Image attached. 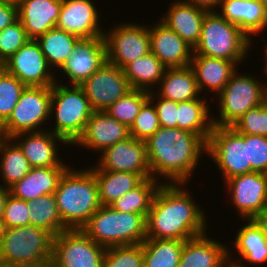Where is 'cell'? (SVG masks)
Here are the masks:
<instances>
[{
  "label": "cell",
  "instance_id": "60d3db41",
  "mask_svg": "<svg viewBox=\"0 0 267 267\" xmlns=\"http://www.w3.org/2000/svg\"><path fill=\"white\" fill-rule=\"evenodd\" d=\"M160 128V122L154 103L148 99L140 109L130 127V136L146 141Z\"/></svg>",
  "mask_w": 267,
  "mask_h": 267
},
{
  "label": "cell",
  "instance_id": "4fadbf2b",
  "mask_svg": "<svg viewBox=\"0 0 267 267\" xmlns=\"http://www.w3.org/2000/svg\"><path fill=\"white\" fill-rule=\"evenodd\" d=\"M93 111H106L132 90L124 70L106 62L80 85Z\"/></svg>",
  "mask_w": 267,
  "mask_h": 267
},
{
  "label": "cell",
  "instance_id": "1f68e13d",
  "mask_svg": "<svg viewBox=\"0 0 267 267\" xmlns=\"http://www.w3.org/2000/svg\"><path fill=\"white\" fill-rule=\"evenodd\" d=\"M49 67L56 74L70 57L80 38L57 27L52 28L36 40Z\"/></svg>",
  "mask_w": 267,
  "mask_h": 267
},
{
  "label": "cell",
  "instance_id": "ac0fdd59",
  "mask_svg": "<svg viewBox=\"0 0 267 267\" xmlns=\"http://www.w3.org/2000/svg\"><path fill=\"white\" fill-rule=\"evenodd\" d=\"M22 150L32 168L34 167H70L64 163L59 151L60 146L71 148L62 137L46 129L42 131L20 133L11 138ZM59 145V146H58ZM59 151V152H58ZM60 154V155H59Z\"/></svg>",
  "mask_w": 267,
  "mask_h": 267
},
{
  "label": "cell",
  "instance_id": "e575fe53",
  "mask_svg": "<svg viewBox=\"0 0 267 267\" xmlns=\"http://www.w3.org/2000/svg\"><path fill=\"white\" fill-rule=\"evenodd\" d=\"M161 184L162 182L152 177L145 179L139 186L117 198L110 206L117 211L141 214L146 218Z\"/></svg>",
  "mask_w": 267,
  "mask_h": 267
},
{
  "label": "cell",
  "instance_id": "f6af8a7d",
  "mask_svg": "<svg viewBox=\"0 0 267 267\" xmlns=\"http://www.w3.org/2000/svg\"><path fill=\"white\" fill-rule=\"evenodd\" d=\"M248 162L251 172L267 174V137L248 135Z\"/></svg>",
  "mask_w": 267,
  "mask_h": 267
},
{
  "label": "cell",
  "instance_id": "d6986e66",
  "mask_svg": "<svg viewBox=\"0 0 267 267\" xmlns=\"http://www.w3.org/2000/svg\"><path fill=\"white\" fill-rule=\"evenodd\" d=\"M92 0H62L56 27L78 36L91 39L104 35L101 13Z\"/></svg>",
  "mask_w": 267,
  "mask_h": 267
},
{
  "label": "cell",
  "instance_id": "f1b7e54d",
  "mask_svg": "<svg viewBox=\"0 0 267 267\" xmlns=\"http://www.w3.org/2000/svg\"><path fill=\"white\" fill-rule=\"evenodd\" d=\"M154 91L159 97L177 103L202 97L194 72L190 66L166 68L163 78Z\"/></svg>",
  "mask_w": 267,
  "mask_h": 267
},
{
  "label": "cell",
  "instance_id": "7402d4cb",
  "mask_svg": "<svg viewBox=\"0 0 267 267\" xmlns=\"http://www.w3.org/2000/svg\"><path fill=\"white\" fill-rule=\"evenodd\" d=\"M149 25L151 52L166 68L190 66L193 48L160 20Z\"/></svg>",
  "mask_w": 267,
  "mask_h": 267
},
{
  "label": "cell",
  "instance_id": "ba28073f",
  "mask_svg": "<svg viewBox=\"0 0 267 267\" xmlns=\"http://www.w3.org/2000/svg\"><path fill=\"white\" fill-rule=\"evenodd\" d=\"M92 113L90 103L79 85L54 83L49 122L52 126L48 130L72 146L83 134Z\"/></svg>",
  "mask_w": 267,
  "mask_h": 267
},
{
  "label": "cell",
  "instance_id": "c3c4849f",
  "mask_svg": "<svg viewBox=\"0 0 267 267\" xmlns=\"http://www.w3.org/2000/svg\"><path fill=\"white\" fill-rule=\"evenodd\" d=\"M187 3L193 4L197 7L207 11H217L220 7L221 0H184Z\"/></svg>",
  "mask_w": 267,
  "mask_h": 267
},
{
  "label": "cell",
  "instance_id": "2e32d148",
  "mask_svg": "<svg viewBox=\"0 0 267 267\" xmlns=\"http://www.w3.org/2000/svg\"><path fill=\"white\" fill-rule=\"evenodd\" d=\"M107 62L106 42L104 36L91 39H80L70 57L56 74L68 78V82L59 80L56 82L68 85H80L94 72Z\"/></svg>",
  "mask_w": 267,
  "mask_h": 267
},
{
  "label": "cell",
  "instance_id": "cb8c5ba5",
  "mask_svg": "<svg viewBox=\"0 0 267 267\" xmlns=\"http://www.w3.org/2000/svg\"><path fill=\"white\" fill-rule=\"evenodd\" d=\"M209 237L205 233L184 241L178 267H229L230 246Z\"/></svg>",
  "mask_w": 267,
  "mask_h": 267
},
{
  "label": "cell",
  "instance_id": "b9f144b4",
  "mask_svg": "<svg viewBox=\"0 0 267 267\" xmlns=\"http://www.w3.org/2000/svg\"><path fill=\"white\" fill-rule=\"evenodd\" d=\"M238 133L267 137V100L249 109L234 125Z\"/></svg>",
  "mask_w": 267,
  "mask_h": 267
},
{
  "label": "cell",
  "instance_id": "7dc6e473",
  "mask_svg": "<svg viewBox=\"0 0 267 267\" xmlns=\"http://www.w3.org/2000/svg\"><path fill=\"white\" fill-rule=\"evenodd\" d=\"M18 20V6L13 2L0 1V31Z\"/></svg>",
  "mask_w": 267,
  "mask_h": 267
},
{
  "label": "cell",
  "instance_id": "ee69618b",
  "mask_svg": "<svg viewBox=\"0 0 267 267\" xmlns=\"http://www.w3.org/2000/svg\"><path fill=\"white\" fill-rule=\"evenodd\" d=\"M2 219L6 228L30 225L28 202L9 194Z\"/></svg>",
  "mask_w": 267,
  "mask_h": 267
},
{
  "label": "cell",
  "instance_id": "52a82bcc",
  "mask_svg": "<svg viewBox=\"0 0 267 267\" xmlns=\"http://www.w3.org/2000/svg\"><path fill=\"white\" fill-rule=\"evenodd\" d=\"M240 68L231 76L223 90L216 96L219 115H213V126L231 127L249 109L263 104L267 100V80L262 81L256 76L240 73ZM242 73V74H241ZM215 116V117H214Z\"/></svg>",
  "mask_w": 267,
  "mask_h": 267
},
{
  "label": "cell",
  "instance_id": "277c9868",
  "mask_svg": "<svg viewBox=\"0 0 267 267\" xmlns=\"http://www.w3.org/2000/svg\"><path fill=\"white\" fill-rule=\"evenodd\" d=\"M254 42L255 39L249 38L238 25L229 22L218 11H209L202 23L201 37L193 55L224 59L241 66L251 55Z\"/></svg>",
  "mask_w": 267,
  "mask_h": 267
},
{
  "label": "cell",
  "instance_id": "74e56055",
  "mask_svg": "<svg viewBox=\"0 0 267 267\" xmlns=\"http://www.w3.org/2000/svg\"><path fill=\"white\" fill-rule=\"evenodd\" d=\"M149 94L150 92L144 90L132 89L105 112L130 128L143 104L149 99Z\"/></svg>",
  "mask_w": 267,
  "mask_h": 267
},
{
  "label": "cell",
  "instance_id": "836d02e7",
  "mask_svg": "<svg viewBox=\"0 0 267 267\" xmlns=\"http://www.w3.org/2000/svg\"><path fill=\"white\" fill-rule=\"evenodd\" d=\"M28 159L11 139L0 136V185L11 187L31 170Z\"/></svg>",
  "mask_w": 267,
  "mask_h": 267
},
{
  "label": "cell",
  "instance_id": "d6a6232c",
  "mask_svg": "<svg viewBox=\"0 0 267 267\" xmlns=\"http://www.w3.org/2000/svg\"><path fill=\"white\" fill-rule=\"evenodd\" d=\"M165 69L162 62L149 52L129 63L123 70L132 89L153 92L163 78Z\"/></svg>",
  "mask_w": 267,
  "mask_h": 267
},
{
  "label": "cell",
  "instance_id": "f546056e",
  "mask_svg": "<svg viewBox=\"0 0 267 267\" xmlns=\"http://www.w3.org/2000/svg\"><path fill=\"white\" fill-rule=\"evenodd\" d=\"M88 167L94 172L102 206H110L117 198L133 190L145 180L141 174L105 171L96 164Z\"/></svg>",
  "mask_w": 267,
  "mask_h": 267
},
{
  "label": "cell",
  "instance_id": "7bdbcfd3",
  "mask_svg": "<svg viewBox=\"0 0 267 267\" xmlns=\"http://www.w3.org/2000/svg\"><path fill=\"white\" fill-rule=\"evenodd\" d=\"M29 40L19 20L0 31V63H5Z\"/></svg>",
  "mask_w": 267,
  "mask_h": 267
},
{
  "label": "cell",
  "instance_id": "6da1fadb",
  "mask_svg": "<svg viewBox=\"0 0 267 267\" xmlns=\"http://www.w3.org/2000/svg\"><path fill=\"white\" fill-rule=\"evenodd\" d=\"M185 186L161 184L146 217V238L186 241L209 232L204 207Z\"/></svg>",
  "mask_w": 267,
  "mask_h": 267
},
{
  "label": "cell",
  "instance_id": "7c38bea8",
  "mask_svg": "<svg viewBox=\"0 0 267 267\" xmlns=\"http://www.w3.org/2000/svg\"><path fill=\"white\" fill-rule=\"evenodd\" d=\"M105 251L82 229H67L54 238L50 267H103Z\"/></svg>",
  "mask_w": 267,
  "mask_h": 267
},
{
  "label": "cell",
  "instance_id": "f35d334b",
  "mask_svg": "<svg viewBox=\"0 0 267 267\" xmlns=\"http://www.w3.org/2000/svg\"><path fill=\"white\" fill-rule=\"evenodd\" d=\"M103 267H144L142 243L106 248Z\"/></svg>",
  "mask_w": 267,
  "mask_h": 267
},
{
  "label": "cell",
  "instance_id": "f5cc1de1",
  "mask_svg": "<svg viewBox=\"0 0 267 267\" xmlns=\"http://www.w3.org/2000/svg\"><path fill=\"white\" fill-rule=\"evenodd\" d=\"M5 230H6L5 223L3 219L0 218V244H1L2 238L4 237Z\"/></svg>",
  "mask_w": 267,
  "mask_h": 267
},
{
  "label": "cell",
  "instance_id": "83f0119b",
  "mask_svg": "<svg viewBox=\"0 0 267 267\" xmlns=\"http://www.w3.org/2000/svg\"><path fill=\"white\" fill-rule=\"evenodd\" d=\"M69 167H34L20 181L9 187L10 194L27 202L54 194L60 178Z\"/></svg>",
  "mask_w": 267,
  "mask_h": 267
},
{
  "label": "cell",
  "instance_id": "6f0895ef",
  "mask_svg": "<svg viewBox=\"0 0 267 267\" xmlns=\"http://www.w3.org/2000/svg\"><path fill=\"white\" fill-rule=\"evenodd\" d=\"M3 69V66H2V64L0 63V71Z\"/></svg>",
  "mask_w": 267,
  "mask_h": 267
},
{
  "label": "cell",
  "instance_id": "db71d44e",
  "mask_svg": "<svg viewBox=\"0 0 267 267\" xmlns=\"http://www.w3.org/2000/svg\"><path fill=\"white\" fill-rule=\"evenodd\" d=\"M259 2L264 6L265 10L267 11V0H259Z\"/></svg>",
  "mask_w": 267,
  "mask_h": 267
},
{
  "label": "cell",
  "instance_id": "484cf974",
  "mask_svg": "<svg viewBox=\"0 0 267 267\" xmlns=\"http://www.w3.org/2000/svg\"><path fill=\"white\" fill-rule=\"evenodd\" d=\"M217 11L252 40L267 31V11L259 0H221Z\"/></svg>",
  "mask_w": 267,
  "mask_h": 267
},
{
  "label": "cell",
  "instance_id": "9f6ffc18",
  "mask_svg": "<svg viewBox=\"0 0 267 267\" xmlns=\"http://www.w3.org/2000/svg\"><path fill=\"white\" fill-rule=\"evenodd\" d=\"M0 267H18V266H11L9 264H5V263L0 262Z\"/></svg>",
  "mask_w": 267,
  "mask_h": 267
},
{
  "label": "cell",
  "instance_id": "681fc988",
  "mask_svg": "<svg viewBox=\"0 0 267 267\" xmlns=\"http://www.w3.org/2000/svg\"><path fill=\"white\" fill-rule=\"evenodd\" d=\"M267 237V205L253 218Z\"/></svg>",
  "mask_w": 267,
  "mask_h": 267
},
{
  "label": "cell",
  "instance_id": "4dcf8cb0",
  "mask_svg": "<svg viewBox=\"0 0 267 267\" xmlns=\"http://www.w3.org/2000/svg\"><path fill=\"white\" fill-rule=\"evenodd\" d=\"M210 98L202 96L178 103L177 128L189 131L208 141L213 129Z\"/></svg>",
  "mask_w": 267,
  "mask_h": 267
},
{
  "label": "cell",
  "instance_id": "ab89813d",
  "mask_svg": "<svg viewBox=\"0 0 267 267\" xmlns=\"http://www.w3.org/2000/svg\"><path fill=\"white\" fill-rule=\"evenodd\" d=\"M25 87L15 76L0 71V126L11 115Z\"/></svg>",
  "mask_w": 267,
  "mask_h": 267
},
{
  "label": "cell",
  "instance_id": "d4e9b609",
  "mask_svg": "<svg viewBox=\"0 0 267 267\" xmlns=\"http://www.w3.org/2000/svg\"><path fill=\"white\" fill-rule=\"evenodd\" d=\"M18 20L30 40H37L56 27L62 0H21L18 4Z\"/></svg>",
  "mask_w": 267,
  "mask_h": 267
},
{
  "label": "cell",
  "instance_id": "7a4b0ae2",
  "mask_svg": "<svg viewBox=\"0 0 267 267\" xmlns=\"http://www.w3.org/2000/svg\"><path fill=\"white\" fill-rule=\"evenodd\" d=\"M145 143L151 176L162 184H189L207 155L202 137L177 127H160Z\"/></svg>",
  "mask_w": 267,
  "mask_h": 267
},
{
  "label": "cell",
  "instance_id": "603a6c76",
  "mask_svg": "<svg viewBox=\"0 0 267 267\" xmlns=\"http://www.w3.org/2000/svg\"><path fill=\"white\" fill-rule=\"evenodd\" d=\"M159 20L169 29L175 31L193 49L199 43L202 23L209 12L187 3L184 0H173Z\"/></svg>",
  "mask_w": 267,
  "mask_h": 267
},
{
  "label": "cell",
  "instance_id": "816d5d0a",
  "mask_svg": "<svg viewBox=\"0 0 267 267\" xmlns=\"http://www.w3.org/2000/svg\"><path fill=\"white\" fill-rule=\"evenodd\" d=\"M264 43H266V44H264L263 46L265 47V48H263V51H264V57L266 58L265 59V61H263L264 63L263 64H265V65H263L264 66V69H263V67H262V71L261 72H263L262 74H265V76L267 75V41L266 42H264ZM267 77H265V78H263V79H266Z\"/></svg>",
  "mask_w": 267,
  "mask_h": 267
},
{
  "label": "cell",
  "instance_id": "8d00e7d4",
  "mask_svg": "<svg viewBox=\"0 0 267 267\" xmlns=\"http://www.w3.org/2000/svg\"><path fill=\"white\" fill-rule=\"evenodd\" d=\"M28 208L30 225L43 228L54 236L68 229L59 215L54 194L44 195L29 201Z\"/></svg>",
  "mask_w": 267,
  "mask_h": 267
},
{
  "label": "cell",
  "instance_id": "11a10c76",
  "mask_svg": "<svg viewBox=\"0 0 267 267\" xmlns=\"http://www.w3.org/2000/svg\"><path fill=\"white\" fill-rule=\"evenodd\" d=\"M0 1H4V2H13L18 4L21 0H0Z\"/></svg>",
  "mask_w": 267,
  "mask_h": 267
},
{
  "label": "cell",
  "instance_id": "e0dca14e",
  "mask_svg": "<svg viewBox=\"0 0 267 267\" xmlns=\"http://www.w3.org/2000/svg\"><path fill=\"white\" fill-rule=\"evenodd\" d=\"M97 163L101 170L141 174L151 178L146 143L129 137L106 148L98 155Z\"/></svg>",
  "mask_w": 267,
  "mask_h": 267
},
{
  "label": "cell",
  "instance_id": "44dd1931",
  "mask_svg": "<svg viewBox=\"0 0 267 267\" xmlns=\"http://www.w3.org/2000/svg\"><path fill=\"white\" fill-rule=\"evenodd\" d=\"M129 137L130 128L127 125L111 117L105 111H93L83 134L72 146H76L75 148L80 146L99 154L106 148Z\"/></svg>",
  "mask_w": 267,
  "mask_h": 267
},
{
  "label": "cell",
  "instance_id": "d590c367",
  "mask_svg": "<svg viewBox=\"0 0 267 267\" xmlns=\"http://www.w3.org/2000/svg\"><path fill=\"white\" fill-rule=\"evenodd\" d=\"M142 245L144 267H178L183 240L146 238Z\"/></svg>",
  "mask_w": 267,
  "mask_h": 267
},
{
  "label": "cell",
  "instance_id": "8fae6325",
  "mask_svg": "<svg viewBox=\"0 0 267 267\" xmlns=\"http://www.w3.org/2000/svg\"><path fill=\"white\" fill-rule=\"evenodd\" d=\"M126 22L112 25V28L104 31L103 35L107 62L121 69L151 52L149 25Z\"/></svg>",
  "mask_w": 267,
  "mask_h": 267
},
{
  "label": "cell",
  "instance_id": "5bb4252c",
  "mask_svg": "<svg viewBox=\"0 0 267 267\" xmlns=\"http://www.w3.org/2000/svg\"><path fill=\"white\" fill-rule=\"evenodd\" d=\"M2 66L25 86L52 87L56 82V74L49 67L36 40H29Z\"/></svg>",
  "mask_w": 267,
  "mask_h": 267
},
{
  "label": "cell",
  "instance_id": "9c48e42d",
  "mask_svg": "<svg viewBox=\"0 0 267 267\" xmlns=\"http://www.w3.org/2000/svg\"><path fill=\"white\" fill-rule=\"evenodd\" d=\"M51 98L52 87L26 86L11 115L0 126V136L12 138L20 133L48 129L47 127L51 126Z\"/></svg>",
  "mask_w": 267,
  "mask_h": 267
},
{
  "label": "cell",
  "instance_id": "bcb514c9",
  "mask_svg": "<svg viewBox=\"0 0 267 267\" xmlns=\"http://www.w3.org/2000/svg\"><path fill=\"white\" fill-rule=\"evenodd\" d=\"M149 99L157 110L160 127L175 128L178 120V103L159 97L155 91L150 92Z\"/></svg>",
  "mask_w": 267,
  "mask_h": 267
},
{
  "label": "cell",
  "instance_id": "8992f818",
  "mask_svg": "<svg viewBox=\"0 0 267 267\" xmlns=\"http://www.w3.org/2000/svg\"><path fill=\"white\" fill-rule=\"evenodd\" d=\"M81 229L105 248L141 244L146 239V218L101 206Z\"/></svg>",
  "mask_w": 267,
  "mask_h": 267
},
{
  "label": "cell",
  "instance_id": "3957f363",
  "mask_svg": "<svg viewBox=\"0 0 267 267\" xmlns=\"http://www.w3.org/2000/svg\"><path fill=\"white\" fill-rule=\"evenodd\" d=\"M84 168L70 166L54 192L59 215L68 229H81L102 206L94 172Z\"/></svg>",
  "mask_w": 267,
  "mask_h": 267
},
{
  "label": "cell",
  "instance_id": "5b68a950",
  "mask_svg": "<svg viewBox=\"0 0 267 267\" xmlns=\"http://www.w3.org/2000/svg\"><path fill=\"white\" fill-rule=\"evenodd\" d=\"M54 238L49 231L33 225L6 228L0 262L18 267H50Z\"/></svg>",
  "mask_w": 267,
  "mask_h": 267
},
{
  "label": "cell",
  "instance_id": "f907efd6",
  "mask_svg": "<svg viewBox=\"0 0 267 267\" xmlns=\"http://www.w3.org/2000/svg\"><path fill=\"white\" fill-rule=\"evenodd\" d=\"M10 194L9 188L0 185V218L3 217L7 197Z\"/></svg>",
  "mask_w": 267,
  "mask_h": 267
},
{
  "label": "cell",
  "instance_id": "9a60e30c",
  "mask_svg": "<svg viewBox=\"0 0 267 267\" xmlns=\"http://www.w3.org/2000/svg\"><path fill=\"white\" fill-rule=\"evenodd\" d=\"M234 211L241 219H253L267 205V174L250 172L224 182ZM230 194H229V193Z\"/></svg>",
  "mask_w": 267,
  "mask_h": 267
},
{
  "label": "cell",
  "instance_id": "ffe728a7",
  "mask_svg": "<svg viewBox=\"0 0 267 267\" xmlns=\"http://www.w3.org/2000/svg\"><path fill=\"white\" fill-rule=\"evenodd\" d=\"M242 222H245L244 225H240L236 230V236H233L234 240L230 242L233 246L228 247L229 264L232 267H246L245 262H248L251 264L248 266L261 265L262 267L267 263V237L254 219H243Z\"/></svg>",
  "mask_w": 267,
  "mask_h": 267
},
{
  "label": "cell",
  "instance_id": "4316f807",
  "mask_svg": "<svg viewBox=\"0 0 267 267\" xmlns=\"http://www.w3.org/2000/svg\"><path fill=\"white\" fill-rule=\"evenodd\" d=\"M190 67L201 95L208 89L207 91L212 93L211 97L215 94L213 100L239 69L235 62L203 55H192Z\"/></svg>",
  "mask_w": 267,
  "mask_h": 267
},
{
  "label": "cell",
  "instance_id": "30bf717a",
  "mask_svg": "<svg viewBox=\"0 0 267 267\" xmlns=\"http://www.w3.org/2000/svg\"><path fill=\"white\" fill-rule=\"evenodd\" d=\"M207 156L217 165L223 183L238 175L251 172L248 162V135L233 127L213 126L207 141Z\"/></svg>",
  "mask_w": 267,
  "mask_h": 267
}]
</instances>
